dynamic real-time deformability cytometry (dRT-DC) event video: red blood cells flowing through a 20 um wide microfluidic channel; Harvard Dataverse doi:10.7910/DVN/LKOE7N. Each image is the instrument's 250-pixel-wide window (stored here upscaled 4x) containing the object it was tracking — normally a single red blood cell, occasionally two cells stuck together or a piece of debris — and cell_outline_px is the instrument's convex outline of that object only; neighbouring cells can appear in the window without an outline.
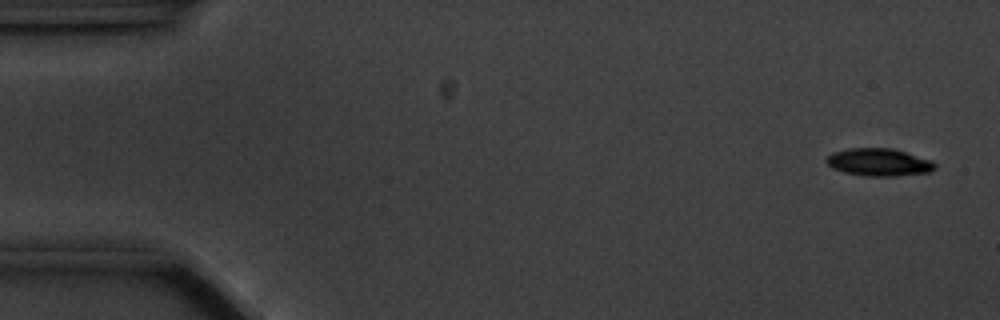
{"species": "common noctule bat (a hibernating species)", "species_latin": "Nyctalus noctula", "temperature_condition": "cold", "stored_images_in_passage": 8, "camera_frame_rate_fps": 3000, "um_per_image_px": 0.085, "animal": {"sex": "male", "body_mass_g": 20.1, "forearm_length_mm": 53.5}, "frame": {"image": 1, "passage_image": 1, "time_ms": 0.0, "image_size_px": [1000, 320], "cell_outline_px": [[936, 168], [928, 172], [896, 176], [864, 176], [844, 172], [832, 168], [824, 160], [824, 156], [832, 152], [848, 148], [892, 148], [932, 160], [936, 164]], "centroid_in_image_um": [74.66, 13.78], "position_along_channel_um": 10.3, "area_um2": 17.63}}